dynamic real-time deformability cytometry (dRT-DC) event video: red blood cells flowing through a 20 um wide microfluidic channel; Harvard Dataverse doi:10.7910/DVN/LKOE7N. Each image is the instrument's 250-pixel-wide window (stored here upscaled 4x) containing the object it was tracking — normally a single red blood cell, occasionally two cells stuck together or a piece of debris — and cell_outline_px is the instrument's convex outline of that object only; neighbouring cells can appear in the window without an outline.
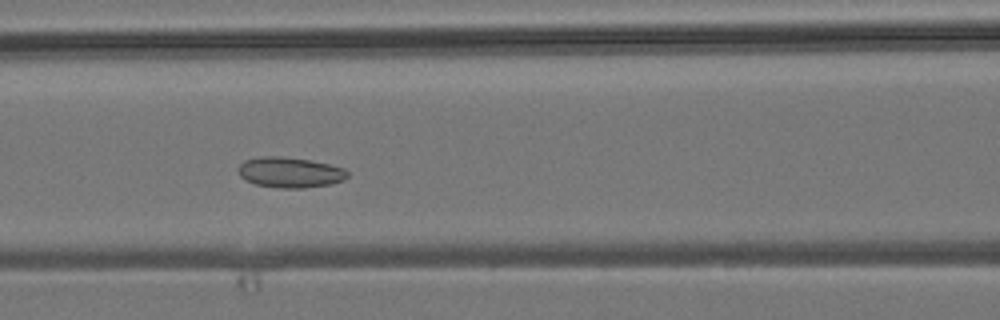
{"species": "common noctule bat (a hibernating species)", "species_latin": "Nyctalus noctula", "temperature_condition": "room temperature", "stored_images_in_passage": 7, "camera_frame_rate_fps": 3000, "um_per_image_px": 0.085, "animal": {"sex": "male", "body_mass_g": 19.2, "forearm_length_mm": 51.8}, "frame": {"image": 1, "passage_image": 5, "time_ms": 4.333, "image_size_px": [1000, 320], "cell_outline_px": [[348, 176], [344, 180], [332, 184], [304, 188], [280, 188], [256, 184], [240, 176], [240, 164], [244, 160], [260, 156], [284, 156], [308, 160], [328, 164], [344, 168], [348, 172]], "centroid_in_image_um": [24.68, 14.65], "position_along_channel_um": 141.9, "area_um2": 19.31}}
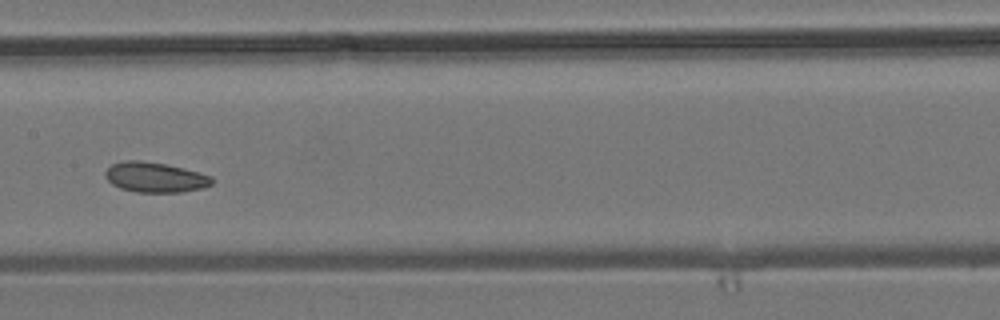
{"frame": {"image": 2, "passage_image": 6, "time_ms": 5.667, "image_size_px": [1000, 320], "cell_outline_px": [[212, 184], [204, 188], [180, 192], [136, 192], [120, 188], [112, 184], [104, 176], [104, 172], [112, 164], [124, 160], [140, 160], [164, 164], [184, 168], [212, 176]], "centroid_in_image_um": [13.17, 15.07], "position_along_channel_um": 194.2, "area_um2": 18.73}}
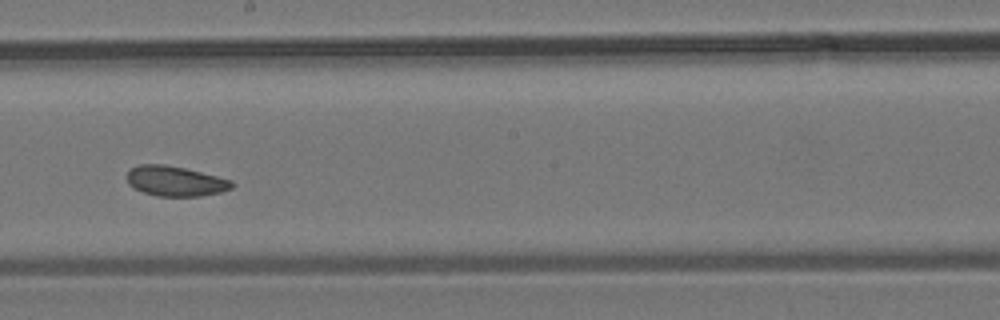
{"frame": {"image": 3, "passage_image": 7, "time_ms": 6.667, "image_size_px": [1000, 320], "cell_outline_px": [[236, 184], [232, 188], [220, 192], [200, 196], [156, 196], [132, 188], [128, 184], [128, 172], [132, 168], [140, 164], [164, 164], [184, 168], [232, 180]], "centroid_in_image_um": [14.91, 15.4], "position_along_channel_um": 233.3, "area_um2": 18.32}}